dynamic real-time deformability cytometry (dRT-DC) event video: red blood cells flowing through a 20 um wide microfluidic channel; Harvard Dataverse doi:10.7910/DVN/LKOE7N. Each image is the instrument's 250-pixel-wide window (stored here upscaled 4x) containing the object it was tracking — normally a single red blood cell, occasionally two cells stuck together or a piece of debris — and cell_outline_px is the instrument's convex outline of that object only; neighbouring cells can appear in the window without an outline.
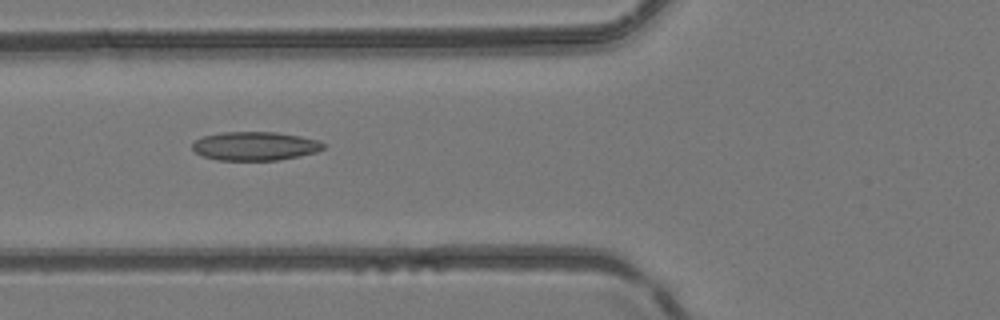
{"species": "common noctule bat (a hibernating species)", "species_latin": "Nyctalus noctula", "temperature_condition": "room temperature", "stored_images_in_passage": 5, "camera_frame_rate_fps": 3000, "um_per_image_px": 0.085, "animal": {"sex": "female", "body_mass_g": 24.6, "forearm_length_mm": 56.2}, "frame": {"image": 1, "passage_image": 5, "time_ms": 1.333, "image_size_px": [1000, 320], "cell_outline_px": [[324, 148], [316, 152], [300, 156], [280, 160], [216, 160], [204, 156], [196, 152], [192, 148], [192, 144], [196, 140], [204, 136], [220, 132], [276, 132], [300, 136], [320, 140], [324, 144]], "centroid_in_image_um": [21.7, 12.41], "position_along_channel_um": 104.1, "area_um2": 21.96}}